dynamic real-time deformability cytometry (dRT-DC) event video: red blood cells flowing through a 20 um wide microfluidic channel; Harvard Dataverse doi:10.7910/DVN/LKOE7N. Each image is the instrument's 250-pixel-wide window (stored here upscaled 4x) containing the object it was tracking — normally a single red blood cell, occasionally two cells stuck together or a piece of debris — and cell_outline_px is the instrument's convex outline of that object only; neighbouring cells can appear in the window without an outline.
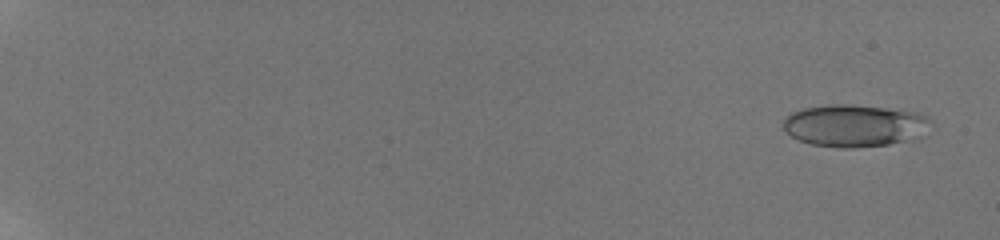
{"species": "human", "species_latin": "Homo sapiens", "temperature_condition": "room temperature", "stored_images_in_passage": 22, "camera_frame_rate_fps": 3000, "um_per_image_px": 0.085, "donor": {"sex": "male"}, "frame": {"image": 1, "passage_image": 2, "time_ms": 0.333, "image_size_px": [1000, 240], "cell_outline_px": [[932, 120], [924, 136], [920, 140], [888, 144], [852, 148], [840, 148], [812, 144], [800, 140], [792, 136], [784, 128], [784, 120], [792, 112], [804, 108], [832, 104], [848, 104], [900, 108], [916, 112], [928, 116]], "centroid_in_image_um": [72.76, 10.67], "position_along_channel_um": 12.2, "area_um2": 36.93}}
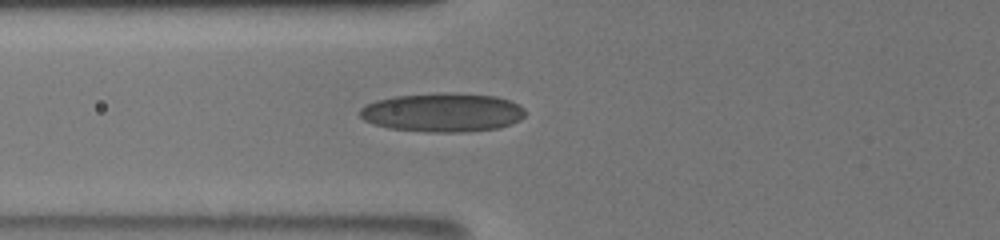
{"frame": {"image": 2, "passage_image": 16, "time_ms": 8.0, "image_size_px": [1000, 240], "cell_outline_px": [[524, 116], [520, 120], [496, 128], [460, 132], [428, 132], [388, 128], [364, 120], [360, 116], [360, 108], [376, 100], [396, 96], [436, 92], [456, 92], [496, 96], [520, 104], [524, 108]], "centroid_in_image_um": [37.62, 9.54], "position_along_channel_um": 88.2, "area_um2": 37.51}}
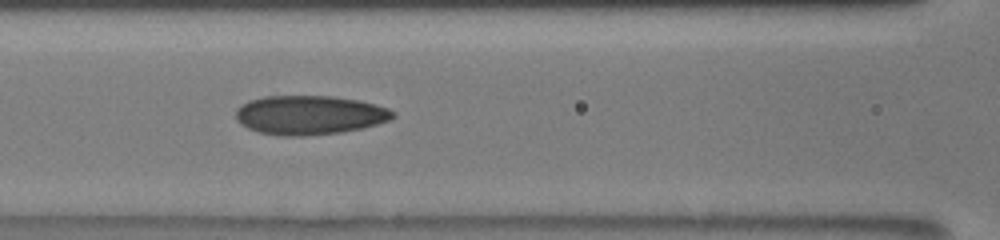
{"frame": {"image": 3, "passage_image": 19, "time_ms": 9.333, "image_size_px": [1000, 240], "cell_outline_px": [[396, 116], [388, 120], [376, 124], [360, 128], [340, 132], [304, 136], [280, 136], [260, 132], [248, 128], [240, 124], [236, 120], [236, 108], [240, 104], [248, 100], [264, 96], [332, 96], [360, 100], [376, 104], [388, 108], [396, 112]], "centroid_in_image_um": [26.28, 9.77], "position_along_channel_um": 140.3, "area_um2": 36.01}}